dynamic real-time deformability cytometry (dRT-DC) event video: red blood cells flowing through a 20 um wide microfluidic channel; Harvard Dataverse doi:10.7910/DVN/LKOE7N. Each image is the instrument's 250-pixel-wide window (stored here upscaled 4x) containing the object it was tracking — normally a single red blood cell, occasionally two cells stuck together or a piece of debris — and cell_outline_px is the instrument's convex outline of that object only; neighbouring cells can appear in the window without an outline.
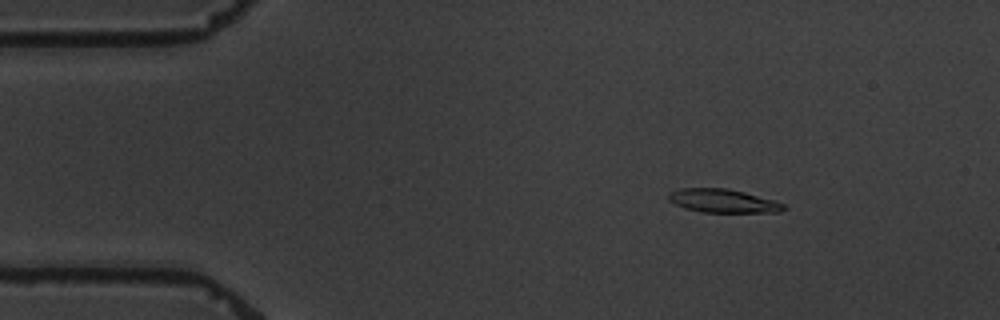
{"species": "common noctule bat (a hibernating species)", "species_latin": "Nyctalus noctula", "temperature_condition": "warm", "stored_images_in_passage": 5, "camera_frame_rate_fps": 3000, "um_per_image_px": 0.085, "animal": {"sex": "male", "body_mass_g": 19.5, "forearm_length_mm": 54.6}, "frame": {"image": 1, "passage_image": 3, "time_ms": 2.333, "image_size_px": [1000, 320], "cell_outline_px": [[788, 208], [780, 212], [704, 212], [684, 208], [668, 200], [668, 192], [680, 188], [728, 188], [744, 192], [772, 200], [784, 204]], "centroid_in_image_um": [61.43, 17.07], "position_along_channel_um": 23.6, "area_um2": 15.72}}